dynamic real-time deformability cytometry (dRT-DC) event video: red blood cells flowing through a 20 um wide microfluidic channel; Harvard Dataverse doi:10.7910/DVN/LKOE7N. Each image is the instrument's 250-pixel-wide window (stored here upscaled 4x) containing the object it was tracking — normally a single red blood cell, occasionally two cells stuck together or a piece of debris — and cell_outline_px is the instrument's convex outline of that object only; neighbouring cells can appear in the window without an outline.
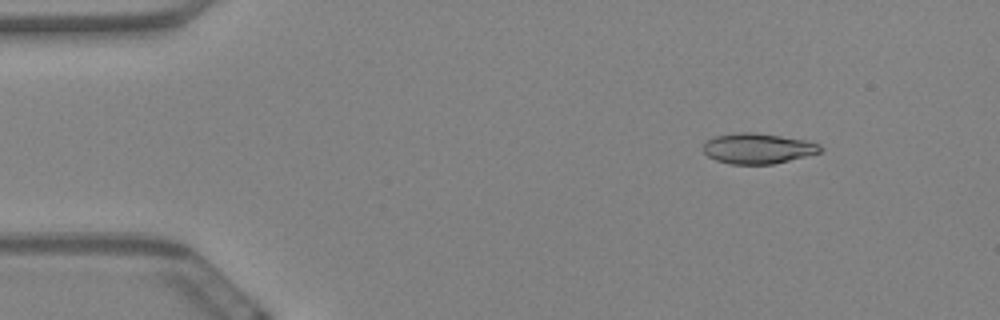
{"species": "Egyptian fruit bat (a non-hibernating species)", "species_latin": "Rousettus aegyptiacus", "temperature_condition": "warm", "stored_images_in_passage": 60, "camera_frame_rate_fps": 3000, "um_per_image_px": 0.085, "animal": {"sex": "female"}, "frame": {"image": 1, "passage_image": 8, "time_ms": 2.333, "image_size_px": [1000, 320], "cell_outline_px": [[824, 148], [820, 152], [772, 164], [728, 164], [716, 160], [708, 156], [704, 152], [704, 144], [708, 140], [716, 136], [740, 132], [752, 132], [780, 136], [804, 140], [820, 144]], "centroid_in_image_um": [64.41, 12.62], "position_along_channel_um": 20.6, "area_um2": 20.46}}
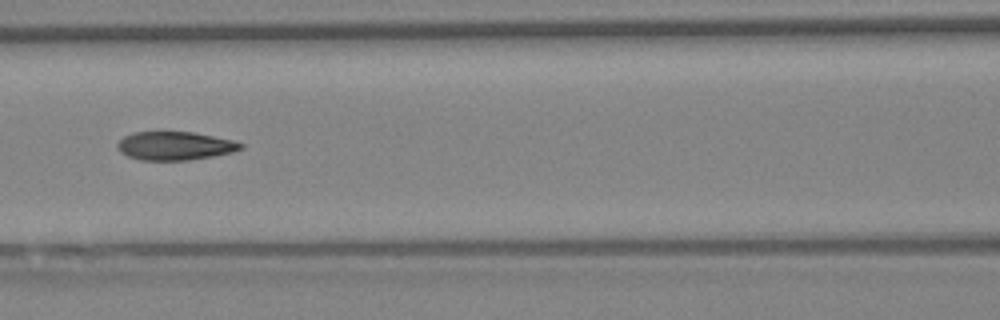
{"frame": {"image": 2, "passage_image": 27, "time_ms": 8.667, "image_size_px": [1000, 320], "cell_outline_px": [[244, 148], [232, 152], [212, 156], [188, 160], [140, 160], [128, 156], [120, 152], [116, 148], [116, 144], [124, 136], [132, 132], [192, 132], [232, 140], [244, 144]], "centroid_in_image_um": [14.84, 12.4], "position_along_channel_um": 151.8, "area_um2": 20.4}}
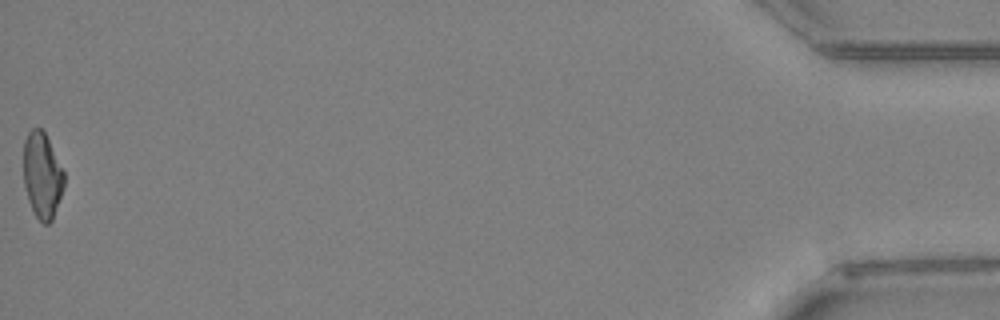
{"frame": {"image": 3, "passage_image": 60, "time_ms": 19.667, "image_size_px": [1000, 320], "cell_outline_px": [[64, 188], [52, 220], [48, 224], [44, 224], [36, 216], [28, 200], [24, 184], [24, 140], [28, 132], [32, 128], [40, 128], [44, 132], [64, 172]], "centroid_in_image_um": [3.58, 14.92], "position_along_channel_um": 431.6, "area_um2": 20.06}, "authors_computed_cell_mechanics": {"area_um2": 20.8658, "velocity_mm_per_s": 3.4578, "shape_relaxation_time_tau1_ms": 11.2078, "shape_relaxation_time_tau2_ms": 2.1537, "deformation_change_tau1": 0.2528, "deformation_change_tau2": 0.0971}}